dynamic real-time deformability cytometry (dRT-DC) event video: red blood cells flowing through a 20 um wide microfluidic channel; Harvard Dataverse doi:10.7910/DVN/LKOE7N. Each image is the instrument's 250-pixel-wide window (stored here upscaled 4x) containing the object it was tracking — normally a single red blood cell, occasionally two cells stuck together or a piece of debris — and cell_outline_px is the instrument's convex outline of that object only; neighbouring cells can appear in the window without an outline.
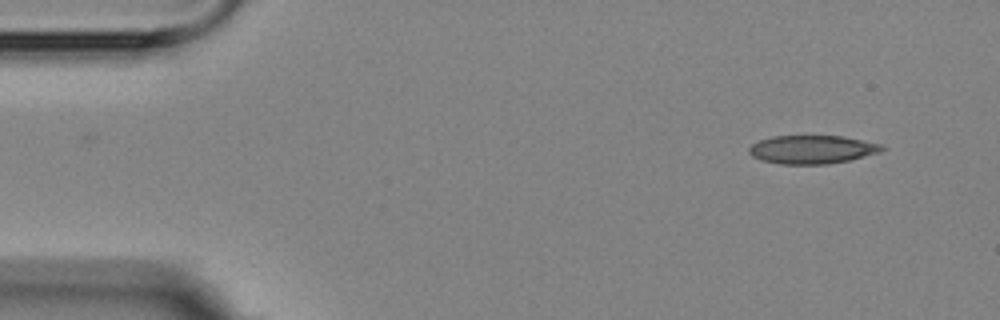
{"species": "Egyptian fruit bat (a non-hibernating species)", "species_latin": "Rousettus aegyptiacus", "temperature_condition": "room temperature", "stored_images_in_passage": 4, "camera_frame_rate_fps": 3000, "um_per_image_px": 0.085, "animal": {"sex": "female"}, "frame": {"image": 1, "passage_image": 1, "time_ms": 0.0, "image_size_px": [1000, 320], "cell_outline_px": [[888, 148], [880, 152], [848, 160], [828, 164], [780, 164], [764, 160], [752, 156], [748, 152], [748, 148], [752, 144], [760, 140], [772, 136], [844, 136], [884, 144]], "centroid_in_image_um": [69.08, 12.7], "position_along_channel_um": 15.9, "area_um2": 22.08}}
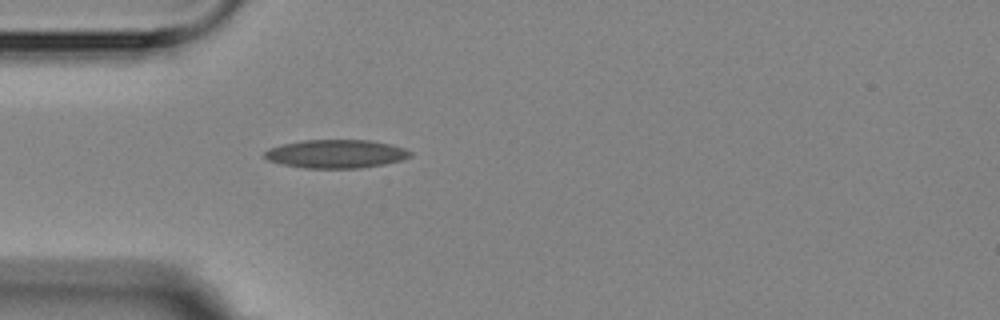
{"frame": {"image": 2, "passage_image": 4, "time_ms": 3.667, "image_size_px": [1000, 320], "cell_outline_px": [[412, 156], [400, 160], [384, 164], [360, 168], [304, 168], [284, 164], [268, 160], [264, 156], [264, 152], [268, 148], [284, 144], [304, 140], [368, 140], [392, 144], [404, 148], [412, 152]], "centroid_in_image_um": [28.58, 13.07], "position_along_channel_um": 56.4, "area_um2": 24.04}}